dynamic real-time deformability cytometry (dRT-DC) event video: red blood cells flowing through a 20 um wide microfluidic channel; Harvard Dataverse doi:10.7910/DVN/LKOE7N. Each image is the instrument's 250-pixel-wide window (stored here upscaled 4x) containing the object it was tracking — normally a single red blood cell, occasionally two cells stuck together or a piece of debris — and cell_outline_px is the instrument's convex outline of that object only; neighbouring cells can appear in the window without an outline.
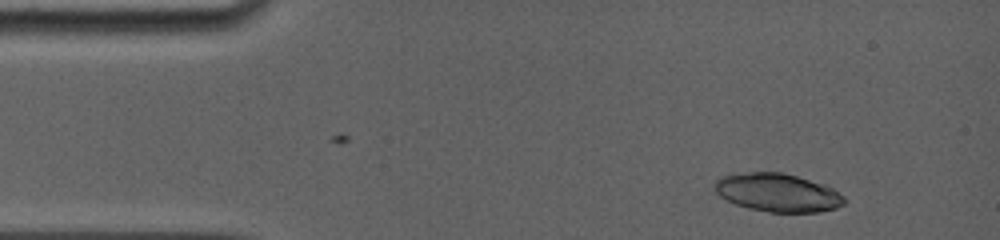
{"species": "common noctule bat (a hibernating species)", "species_latin": "Nyctalus noctula", "temperature_condition": "room temperature", "stored_images_in_passage": 4, "camera_frame_rate_fps": 5000, "um_per_image_px": 0.085, "animal": {"sex": "female", "body_mass_g": 19.0, "forearm_length_mm": 56.7}, "frame": {"image": 1, "passage_image": 1, "time_ms": 0.0, "image_size_px": [1000, 240], "cell_outline_px": [[848, 200], [844, 204], [836, 208], [820, 212], [768, 212], [748, 208], [736, 204], [720, 196], [716, 192], [712, 184], [716, 180], [732, 172], [784, 172], [824, 184], [832, 188], [844, 196]], "centroid_in_image_um": [66.1, 16.36], "position_along_channel_um": 18.9, "area_um2": 29.25}}